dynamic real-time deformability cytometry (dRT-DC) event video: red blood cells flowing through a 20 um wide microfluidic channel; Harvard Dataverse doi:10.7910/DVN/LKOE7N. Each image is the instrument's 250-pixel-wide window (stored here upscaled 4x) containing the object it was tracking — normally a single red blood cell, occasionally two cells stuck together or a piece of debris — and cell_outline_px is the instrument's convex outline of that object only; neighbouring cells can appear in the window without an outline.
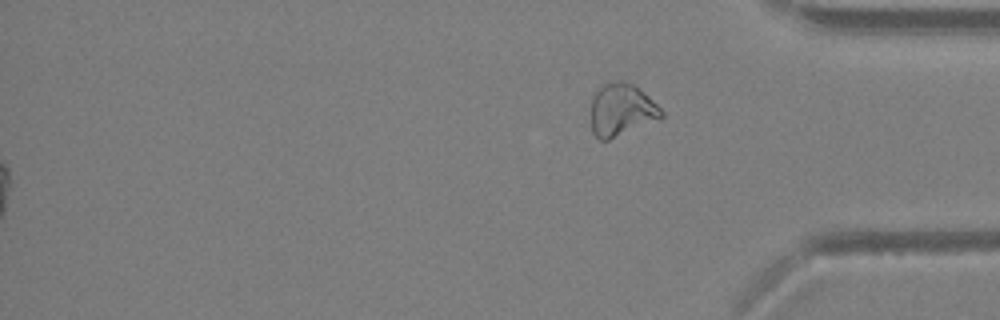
{"species": "Egyptian fruit bat (a non-hibernating species)", "species_latin": "Rousettus aegyptiacus", "temperature_condition": "warm", "stored_images_in_passage": 40, "segment_of_instrument_passage": [2, 2], "camera_frame_rate_fps": 3000, "um_per_image_px": 0.085, "animal": {"sex": "female"}, "frame": {"image": 1, "passage_image": 40, "time_ms": 13.0, "image_size_px": [1000, 320], "cell_outline_px": [[664, 116], [660, 120], [608, 140], [600, 140], [592, 132], [592, 96], [596, 88], [604, 84], [616, 80], [624, 80], [640, 88], [664, 112]], "centroid_in_image_um": [52.84, 9.33], "position_along_channel_um": 382.4, "area_um2": 21.79}}